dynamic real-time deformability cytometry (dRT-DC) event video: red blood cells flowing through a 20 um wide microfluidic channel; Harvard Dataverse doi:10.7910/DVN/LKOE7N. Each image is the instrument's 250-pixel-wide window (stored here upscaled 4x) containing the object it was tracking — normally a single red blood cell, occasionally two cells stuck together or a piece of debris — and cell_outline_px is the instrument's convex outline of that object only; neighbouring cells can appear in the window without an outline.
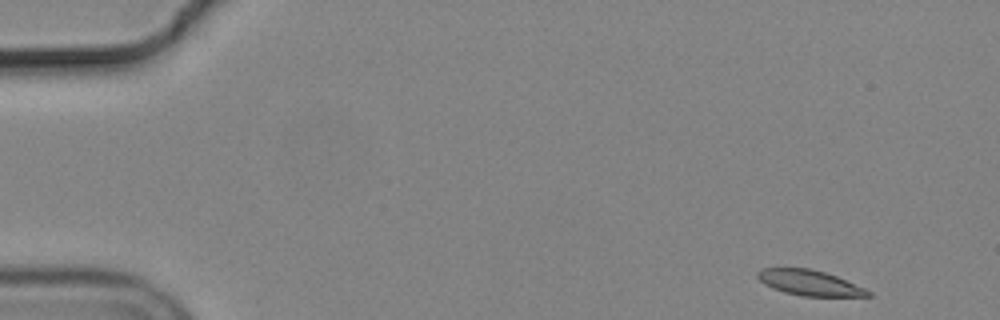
{"species": "common noctule bat (a hibernating species)", "species_latin": "Nyctalus noctula", "temperature_condition": "cold", "stored_images_in_passage": 52, "camera_frame_rate_fps": 3000, "um_per_image_px": 0.085, "animal": {"sex": "male", "body_mass_g": 19.2, "forearm_length_mm": 51.8}, "frame": {"image": 1, "passage_image": 1, "time_ms": 0.0, "image_size_px": [1000, 320], "cell_outline_px": [[872, 296], [804, 296], [784, 292], [772, 288], [764, 284], [756, 276], [756, 272], [764, 268], [812, 268], [836, 276], [864, 288], [872, 292]], "centroid_in_image_um": [68.79, 24.03], "position_along_channel_um": 16.2, "area_um2": 16.24}}
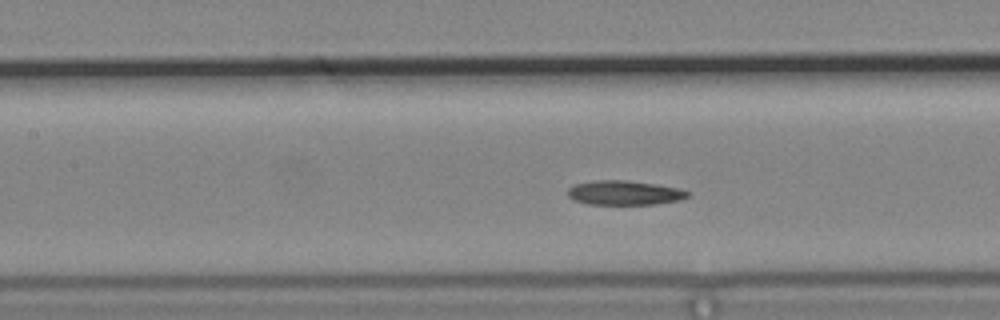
{"frame": {"image": 2, "passage_image": 22, "time_ms": 7.0, "image_size_px": [1000, 320], "cell_outline_px": [[688, 196], [680, 200], [656, 204], [588, 204], [576, 200], [568, 196], [568, 188], [572, 184], [596, 180], [624, 180], [680, 188], [688, 192]], "centroid_in_image_um": [53.04, 16.38], "position_along_channel_um": 154.4, "area_um2": 16.88}}
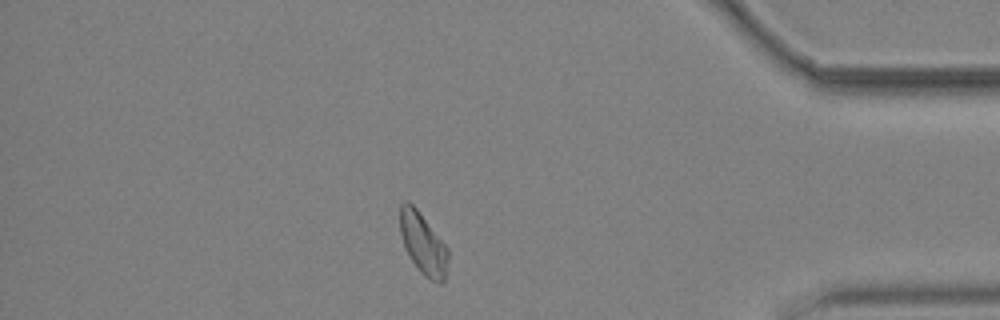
{"frame": {"image": 3, "passage_image": 45, "time_ms": 14.667, "image_size_px": [1000, 320], "cell_outline_px": [[448, 260], [444, 280], [440, 284], [428, 280], [416, 268], [404, 244], [400, 232], [400, 204], [404, 200], [408, 200], [416, 208], [448, 248]], "centroid_in_image_um": [35.96, 20.73], "position_along_channel_um": 399.2, "area_um2": 17.11}, "authors_computed_cell_mechanics": {"area_um2": 17.3689, "velocity_mm_per_s": 3.6559, "shape_relaxation_time_tau1_ms": 6.8262, "shape_relaxation_time_tau2_ms": null, "deformation_change_tau1": 0.1389, "deformation_change_tau2": null}}